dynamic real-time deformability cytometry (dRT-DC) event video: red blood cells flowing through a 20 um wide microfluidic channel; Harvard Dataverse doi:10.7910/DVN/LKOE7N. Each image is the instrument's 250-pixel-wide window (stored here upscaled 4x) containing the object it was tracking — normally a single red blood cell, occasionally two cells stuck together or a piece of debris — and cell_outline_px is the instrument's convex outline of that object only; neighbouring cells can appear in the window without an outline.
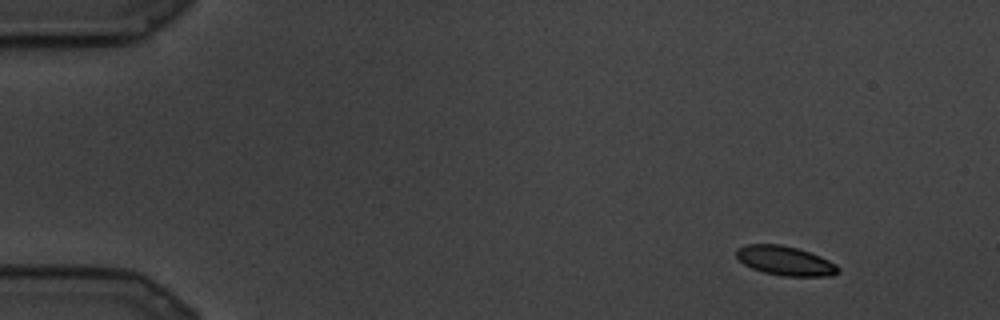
{"species": "common noctule bat (a hibernating species)", "species_latin": "Nyctalus noctula", "temperature_condition": "cold", "stored_images_in_passage": 85, "camera_frame_rate_fps": 3000, "um_per_image_px": 0.085, "animal": {"sex": "male", "body_mass_g": 19.5, "forearm_length_mm": 54.6}, "frame": {"image": 1, "passage_image": 1, "time_ms": 0.0, "image_size_px": [1000, 320], "cell_outline_px": [[840, 272], [832, 276], [784, 276], [764, 272], [752, 268], [744, 264], [736, 256], [736, 248], [748, 244], [780, 244], [796, 248], [820, 256], [836, 264], [840, 268]], "centroid_in_image_um": [66.75, 22.17], "position_along_channel_um": 18.2, "area_um2": 17.34}}
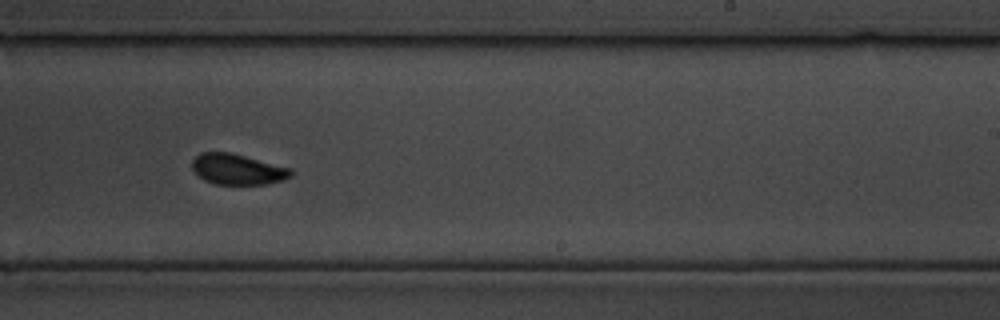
{"frame": {"image": 2, "passage_image": 50, "time_ms": 16.333, "image_size_px": [1000, 320], "cell_outline_px": [[292, 176], [284, 180], [268, 184], [216, 184], [204, 180], [192, 168], [192, 160], [200, 152], [232, 152], [292, 168]], "centroid_in_image_um": [20.22, 14.38], "position_along_channel_um": 268.8, "area_um2": 17.8}}
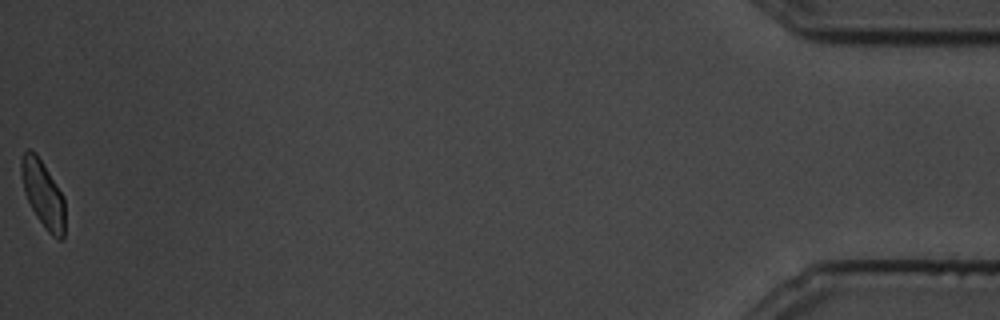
{"frame": {"image": 3, "passage_image": 85, "time_ms": 28.0, "image_size_px": [1000, 320], "cell_outline_px": [[64, 236], [60, 240], [52, 236], [48, 232], [36, 216], [24, 192], [20, 176], [20, 160], [24, 152], [28, 148], [36, 152], [64, 196]], "centroid_in_image_um": [3.64, 16.46], "position_along_channel_um": 431.6, "area_um2": 17.11}}